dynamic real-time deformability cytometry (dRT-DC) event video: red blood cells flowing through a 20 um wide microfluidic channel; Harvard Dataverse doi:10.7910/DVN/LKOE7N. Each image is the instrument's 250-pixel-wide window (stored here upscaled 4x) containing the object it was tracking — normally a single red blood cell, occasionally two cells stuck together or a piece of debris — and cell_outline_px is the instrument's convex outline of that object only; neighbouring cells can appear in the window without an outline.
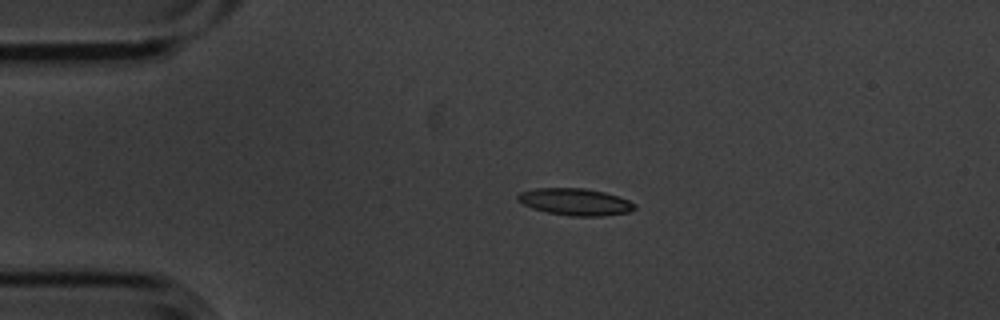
{"species": "common noctule bat (a hibernating species)", "species_latin": "Nyctalus noctula", "temperature_condition": "cold", "stored_images_in_passage": 6, "camera_frame_rate_fps": 3000, "um_per_image_px": 0.085, "animal": {"sex": "male", "body_mass_g": 20.1, "forearm_length_mm": 53.5}, "frame": {"image": 1, "passage_image": 4, "time_ms": 1.0, "image_size_px": [1000, 320], "cell_outline_px": [[636, 208], [628, 212], [600, 216], [568, 216], [548, 212], [532, 208], [516, 200], [516, 196], [520, 192], [536, 188], [584, 188], [604, 192], [628, 200], [636, 204]], "centroid_in_image_um": [48.87, 17.15], "position_along_channel_um": 36.1, "area_um2": 18.26}}
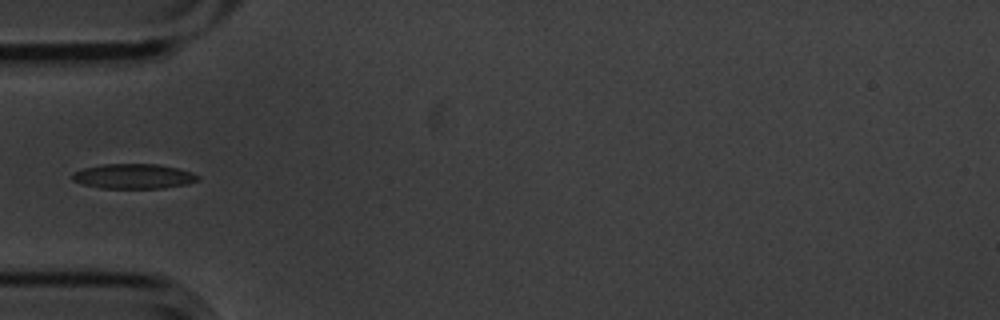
{"frame": {"image": 2, "passage_image": 6, "time_ms": 1.667, "image_size_px": [1000, 320], "cell_outline_px": [[200, 180], [188, 184], [164, 188], [100, 188], [84, 184], [72, 180], [72, 172], [84, 168], [104, 164], [156, 164], [176, 168], [192, 172], [200, 176]], "centroid_in_image_um": [11.38, 14.99], "position_along_channel_um": 73.6, "area_um2": 18.21}}